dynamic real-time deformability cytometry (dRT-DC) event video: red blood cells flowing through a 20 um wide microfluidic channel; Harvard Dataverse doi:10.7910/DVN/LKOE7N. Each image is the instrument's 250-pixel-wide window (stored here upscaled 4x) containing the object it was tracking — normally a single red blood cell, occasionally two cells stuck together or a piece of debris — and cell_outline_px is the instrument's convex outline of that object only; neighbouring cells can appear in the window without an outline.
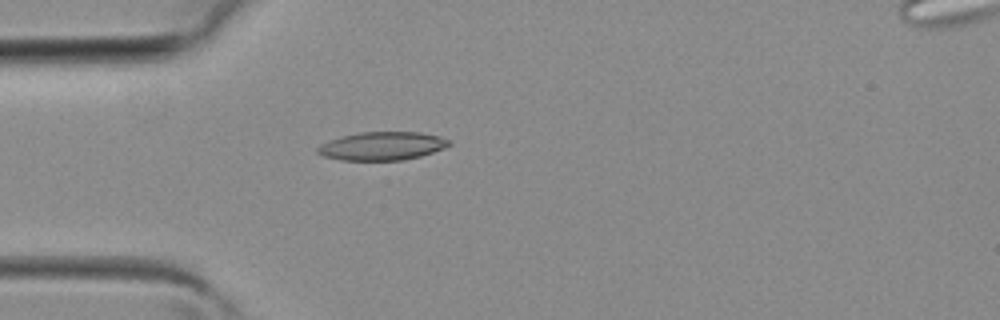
{"species": "common noctule bat (a hibernating species)", "species_latin": "Nyctalus noctula", "temperature_condition": "room temperature", "stored_images_in_passage": 38, "camera_frame_rate_fps": 3000, "um_per_image_px": 0.085, "animal": {"sex": "female", "body_mass_g": 19.3, "forearm_length_mm": 54.1}, "frame": {"image": 1, "passage_image": 10, "time_ms": 3.0, "image_size_px": [1000, 320], "cell_outline_px": [[452, 144], [444, 148], [420, 156], [404, 160], [340, 160], [324, 156], [316, 152], [316, 148], [320, 144], [344, 136], [360, 132], [420, 132], [440, 136], [448, 140]], "centroid_in_image_um": [32.49, 12.41], "position_along_channel_um": 52.5, "area_um2": 21.56}}
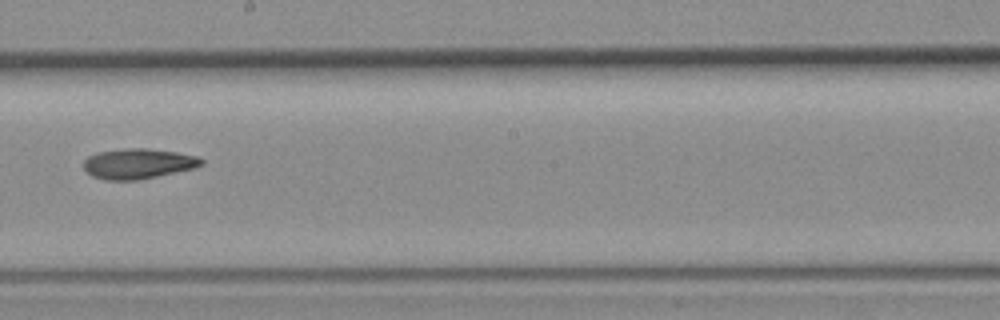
{"frame": {"image": 2, "passage_image": 21, "time_ms": 6.667, "image_size_px": [1000, 320], "cell_outline_px": [[204, 164], [196, 168], [136, 180], [104, 180], [92, 176], [84, 168], [84, 160], [88, 156], [96, 152], [128, 148], [144, 148], [176, 152], [200, 156], [204, 160]], "centroid_in_image_um": [11.77, 13.9], "position_along_channel_um": 236.4, "area_um2": 20.81}}
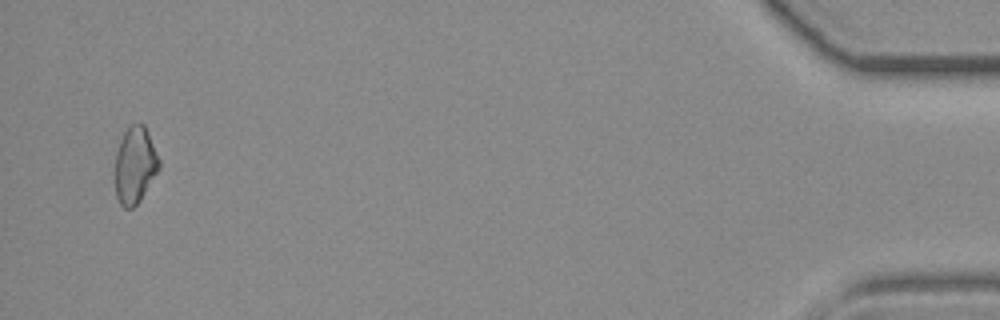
{"frame": {"image": 3, "passage_image": 37, "time_ms": 12.0, "image_size_px": [1000, 320], "cell_outline_px": [[160, 168], [140, 200], [132, 208], [124, 208], [120, 204], [116, 196], [116, 152], [120, 140], [128, 124], [144, 124], [160, 160]], "centroid_in_image_um": [11.48, 14.03], "position_along_channel_um": 423.7, "area_um2": 19.54}}